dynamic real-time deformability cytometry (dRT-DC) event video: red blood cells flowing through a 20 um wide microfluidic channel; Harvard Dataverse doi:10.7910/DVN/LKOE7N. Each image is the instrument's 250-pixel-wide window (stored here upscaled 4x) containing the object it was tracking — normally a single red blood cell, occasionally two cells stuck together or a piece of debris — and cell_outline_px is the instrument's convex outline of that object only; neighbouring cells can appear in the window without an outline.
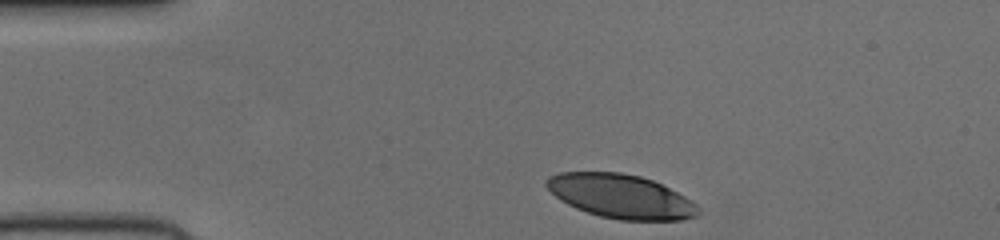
{"species": "human", "species_latin": "Homo sapiens", "temperature_condition": "cold", "stored_images_in_passage": 33, "camera_frame_rate_fps": 3000, "um_per_image_px": 0.085, "donor": {"sex": "female"}, "frame": {"image": 1, "passage_image": 1, "time_ms": 0.0, "image_size_px": [1000, 240], "cell_outline_px": [[700, 212], [696, 216], [684, 220], [620, 220], [600, 216], [576, 208], [560, 200], [544, 184], [544, 180], [548, 176], [560, 172], [620, 172], [640, 176], [652, 180], [684, 196], [696, 204], [700, 208]], "centroid_in_image_um": [52.76, 16.68], "position_along_channel_um": 32.2, "area_um2": 38.73}}
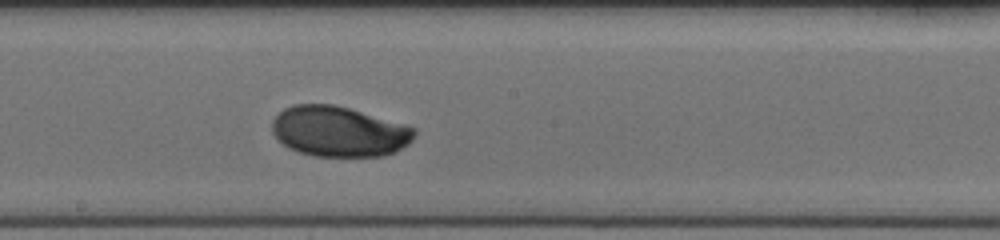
{"frame": {"image": 2, "passage_image": 19, "time_ms": 6.0, "image_size_px": [1000, 240], "cell_outline_px": [[416, 132], [412, 140], [408, 144], [396, 152], [384, 156], [312, 156], [296, 152], [288, 148], [272, 132], [272, 120], [284, 108], [292, 104], [332, 104], [348, 108], [408, 124], [416, 128]], "centroid_in_image_um": [28.84, 11.18], "position_along_channel_um": 219.4, "area_um2": 42.14}}
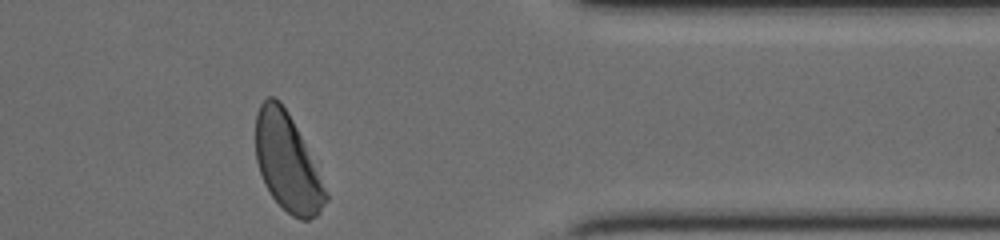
{"frame": {"image": 3, "passage_image": 33, "time_ms": 10.667, "image_size_px": [1000, 240], "cell_outline_px": [[328, 200], [320, 212], [316, 216], [308, 220], [300, 220], [292, 216], [272, 196], [264, 184], [256, 160], [256, 112], [260, 104], [268, 96], [276, 96], [280, 100], [288, 112], [304, 144], [328, 196]], "centroid_in_image_um": [24.39, 13.81], "position_along_channel_um": 387.0, "area_um2": 39.02}}